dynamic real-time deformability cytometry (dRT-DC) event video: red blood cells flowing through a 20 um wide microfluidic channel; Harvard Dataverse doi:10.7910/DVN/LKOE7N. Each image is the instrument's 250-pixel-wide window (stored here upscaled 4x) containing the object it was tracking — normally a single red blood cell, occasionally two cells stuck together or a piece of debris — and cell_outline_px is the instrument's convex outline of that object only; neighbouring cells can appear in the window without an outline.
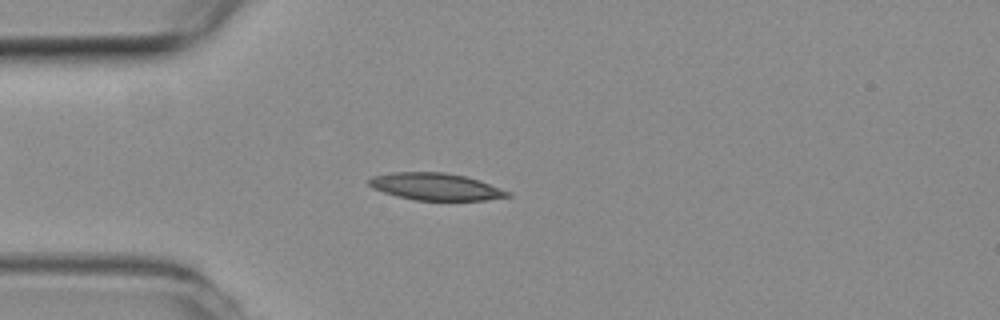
{"species": "common noctule bat (a hibernating species)", "species_latin": "Nyctalus noctula", "temperature_condition": "room temperature", "stored_images_in_passage": 53, "camera_frame_rate_fps": 3000, "um_per_image_px": 0.085, "animal": {"sex": "female", "body_mass_g": 19.3, "forearm_length_mm": 54.1}, "frame": {"image": 1, "passage_image": 13, "time_ms": 4.0, "image_size_px": [1000, 320], "cell_outline_px": [[512, 196], [484, 200], [416, 200], [396, 196], [372, 188], [368, 184], [368, 180], [372, 176], [388, 172], [444, 172], [464, 176], [512, 192]], "centroid_in_image_um": [36.99, 15.86], "position_along_channel_um": 48.0, "area_um2": 21.79}}
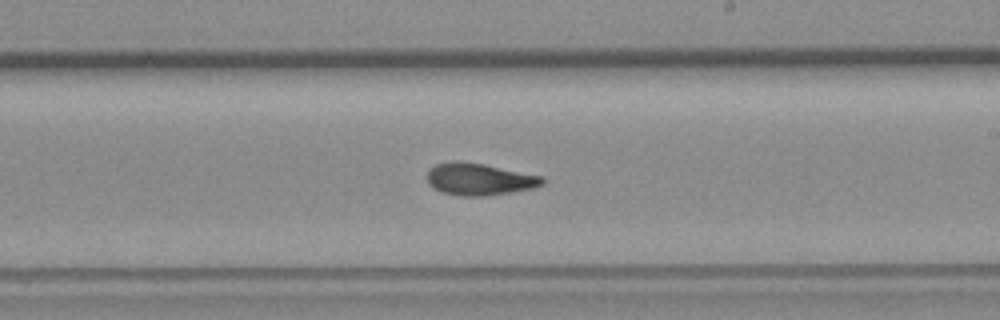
{"frame": {"image": 2, "passage_image": 30, "time_ms": 9.667, "image_size_px": [1000, 320], "cell_outline_px": [[544, 184], [532, 188], [484, 196], [460, 196], [444, 192], [428, 184], [428, 168], [436, 164], [480, 164], [544, 176]], "centroid_in_image_um": [40.79, 15.27], "position_along_channel_um": 248.2, "area_um2": 20.52}}
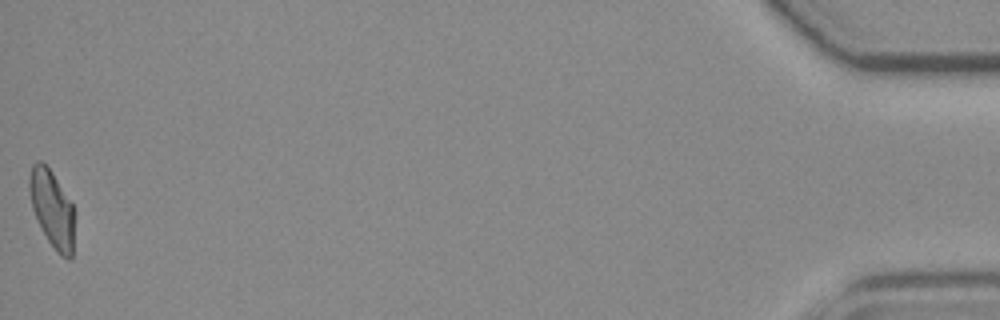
{"frame": {"image": 3, "passage_image": 53, "time_ms": 17.333, "image_size_px": [1000, 320], "cell_outline_px": [[76, 212], [72, 260], [68, 260], [60, 256], [48, 240], [32, 208], [28, 188], [28, 180], [32, 164], [36, 160], [40, 160], [52, 172], [72, 204]], "centroid_in_image_um": [4.46, 17.77], "position_along_channel_um": 430.7, "area_um2": 20.52}, "authors_computed_cell_mechanics": {"area_um2": 21.097, "velocity_mm_per_s": 3.7564, "shape_relaxation_time_tau1_ms": null, "shape_relaxation_time_tau2_ms": 4.7093, "deformation_change_tau1": null, "deformation_change_tau2": 0.1234}}